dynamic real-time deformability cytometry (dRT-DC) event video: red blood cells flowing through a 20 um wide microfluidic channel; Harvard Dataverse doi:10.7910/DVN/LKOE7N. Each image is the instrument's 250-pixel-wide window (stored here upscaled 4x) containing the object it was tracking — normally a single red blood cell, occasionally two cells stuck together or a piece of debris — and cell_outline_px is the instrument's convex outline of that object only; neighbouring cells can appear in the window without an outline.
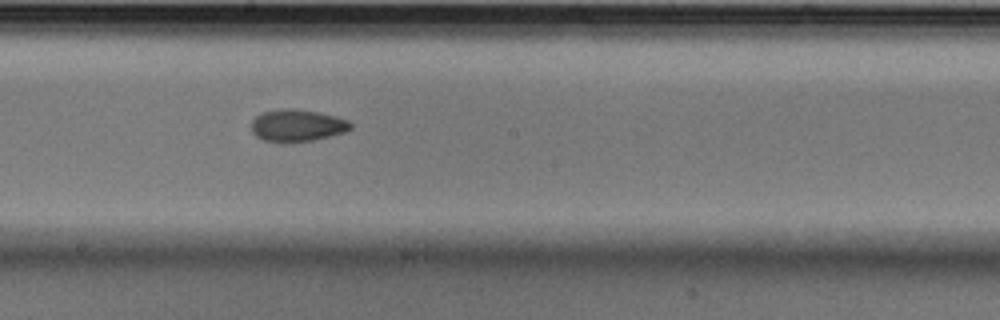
{"species": "Egyptian fruit bat (a non-hibernating species)", "species_latin": "Rousettus aegyptiacus", "temperature_condition": "cold", "stored_images_in_passage": 8, "camera_frame_rate_fps": 3000, "um_per_image_px": 0.085, "animal": {"sex": "male"}, "frame": {"image": 1, "passage_image": 8, "time_ms": 2.333, "image_size_px": [1000, 320], "cell_outline_px": [[352, 128], [344, 132], [316, 140], [280, 144], [264, 140], [256, 136], [252, 132], [252, 120], [260, 112], [276, 108], [292, 108], [320, 112], [336, 116], [348, 120], [352, 124]], "centroid_in_image_um": [25.23, 10.67], "position_along_channel_um": 223.0, "area_um2": 19.13}}